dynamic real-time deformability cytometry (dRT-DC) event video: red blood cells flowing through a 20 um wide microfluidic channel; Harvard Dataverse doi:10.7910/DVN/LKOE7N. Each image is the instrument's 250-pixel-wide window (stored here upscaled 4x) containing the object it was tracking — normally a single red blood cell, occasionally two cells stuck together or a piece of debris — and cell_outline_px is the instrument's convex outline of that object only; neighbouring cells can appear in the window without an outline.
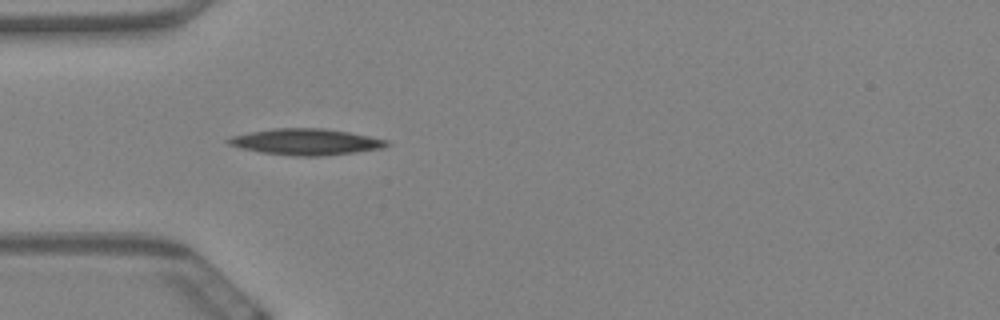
{"species": "Egyptian fruit bat (a non-hibernating species)", "species_latin": "Rousettus aegyptiacus", "temperature_condition": "warm", "stored_images_in_passage": 13, "camera_frame_rate_fps": 3000, "um_per_image_px": 0.085, "animal": {"sex": "female"}, "frame": {"image": 1, "passage_image": 6, "time_ms": 1.667, "image_size_px": [1000, 320], "cell_outline_px": [[392, 144], [380, 148], [356, 152], [320, 156], [296, 156], [260, 152], [240, 148], [228, 144], [224, 140], [232, 136], [252, 132], [276, 128], [324, 128], [348, 132], [388, 140]], "centroid_in_image_um": [26.0, 12.06], "position_along_channel_um": 59.0, "area_um2": 24.04}}
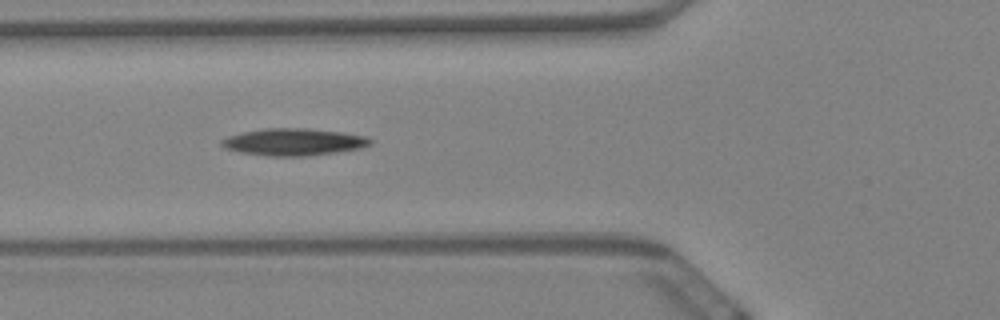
{"frame": {"image": 2, "passage_image": 10, "time_ms": 3.0, "image_size_px": [1000, 320], "cell_outline_px": [[372, 144], [360, 148], [336, 152], [304, 156], [268, 156], [240, 152], [224, 148], [220, 144], [220, 140], [228, 136], [244, 132], [268, 128], [304, 128], [340, 132], [368, 136], [372, 140]], "centroid_in_image_um": [24.96, 12.07], "position_along_channel_um": 100.8, "area_um2": 23.35}}